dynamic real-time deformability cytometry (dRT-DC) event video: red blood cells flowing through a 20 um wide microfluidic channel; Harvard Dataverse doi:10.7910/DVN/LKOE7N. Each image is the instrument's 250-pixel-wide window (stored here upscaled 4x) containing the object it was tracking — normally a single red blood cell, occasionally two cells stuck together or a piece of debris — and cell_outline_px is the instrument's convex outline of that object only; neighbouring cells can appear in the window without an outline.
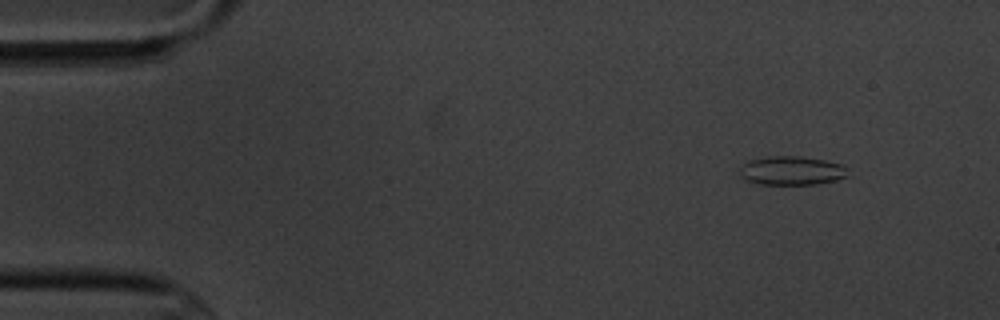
{"species": "common noctule bat (a hibernating species)", "species_latin": "Nyctalus noctula", "temperature_condition": "cold", "stored_images_in_passage": 4, "camera_frame_rate_fps": 3000, "um_per_image_px": 0.085, "animal": {"sex": "male", "body_mass_g": 20.1, "forearm_length_mm": 53.5}, "frame": {"image": 1, "passage_image": 1, "time_ms": 0.0, "image_size_px": [1000, 320], "cell_outline_px": [[848, 176], [836, 180], [816, 184], [760, 184], [748, 180], [740, 176], [740, 168], [748, 160], [768, 156], [800, 156], [824, 160], [844, 164], [848, 168]], "centroid_in_image_um": [67.33, 14.49], "position_along_channel_um": 17.7, "area_um2": 18.26}}
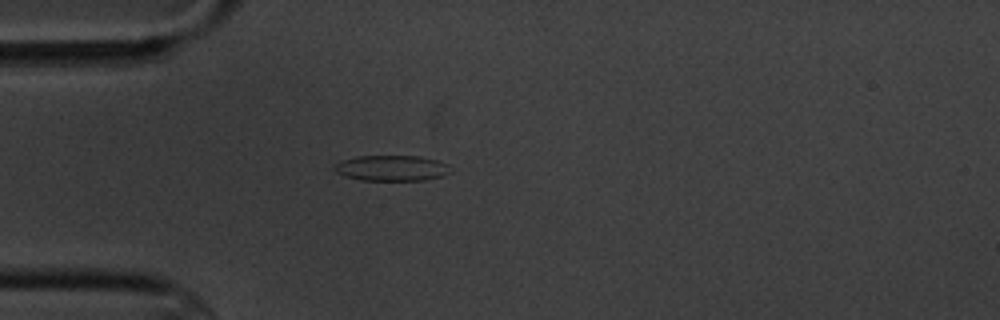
{"frame": {"image": 2, "passage_image": 4, "time_ms": 3.333, "image_size_px": [1000, 320], "cell_outline_px": [[452, 172], [440, 176], [424, 180], [360, 180], [344, 176], [336, 172], [332, 168], [340, 160], [356, 156], [420, 156], [436, 160], [448, 164]], "centroid_in_image_um": [33.26, 14.28], "position_along_channel_um": 51.7, "area_um2": 17.4}}